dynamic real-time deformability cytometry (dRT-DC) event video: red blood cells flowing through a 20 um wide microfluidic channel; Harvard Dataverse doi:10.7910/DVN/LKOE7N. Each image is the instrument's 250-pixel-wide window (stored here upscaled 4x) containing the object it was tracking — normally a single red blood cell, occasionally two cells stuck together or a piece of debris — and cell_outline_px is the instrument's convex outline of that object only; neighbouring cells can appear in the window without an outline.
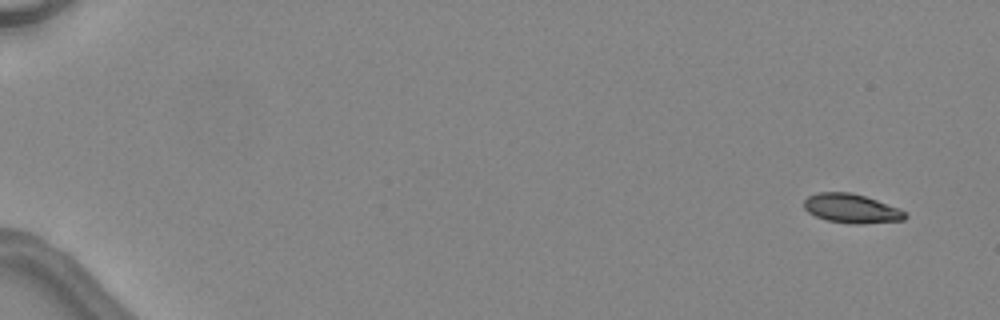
{"species": "common noctule bat (a hibernating species)", "species_latin": "Nyctalus noctula", "temperature_condition": "warm", "stored_images_in_passage": 6, "segment_of_instrument_passage": [1, 2], "camera_frame_rate_fps": 3000, "um_per_image_px": 0.085, "animal": {"sex": "female", "body_mass_g": 24.6, "forearm_length_mm": 56.2}, "frame": {"image": 1, "passage_image": 1, "time_ms": 0.0, "image_size_px": [1000, 320], "cell_outline_px": [[908, 216], [904, 220], [856, 224], [852, 224], [828, 220], [816, 216], [808, 212], [804, 208], [804, 200], [808, 196], [816, 192], [852, 192], [900, 208]], "centroid_in_image_um": [72.36, 17.71], "position_along_channel_um": 12.6, "area_um2": 17.11}}
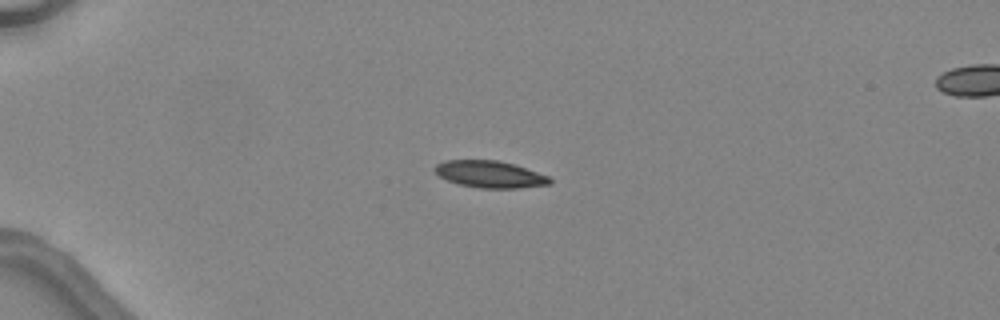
{"frame": {"image": 2, "passage_image": 4, "time_ms": 3.667, "image_size_px": [1000, 320], "cell_outline_px": [[552, 184], [520, 188], [480, 188], [460, 184], [448, 180], [440, 176], [432, 168], [436, 164], [444, 160], [496, 160], [512, 164], [548, 176], [552, 180]], "centroid_in_image_um": [41.63, 14.81], "position_along_channel_um": 43.4, "area_um2": 17.86}}